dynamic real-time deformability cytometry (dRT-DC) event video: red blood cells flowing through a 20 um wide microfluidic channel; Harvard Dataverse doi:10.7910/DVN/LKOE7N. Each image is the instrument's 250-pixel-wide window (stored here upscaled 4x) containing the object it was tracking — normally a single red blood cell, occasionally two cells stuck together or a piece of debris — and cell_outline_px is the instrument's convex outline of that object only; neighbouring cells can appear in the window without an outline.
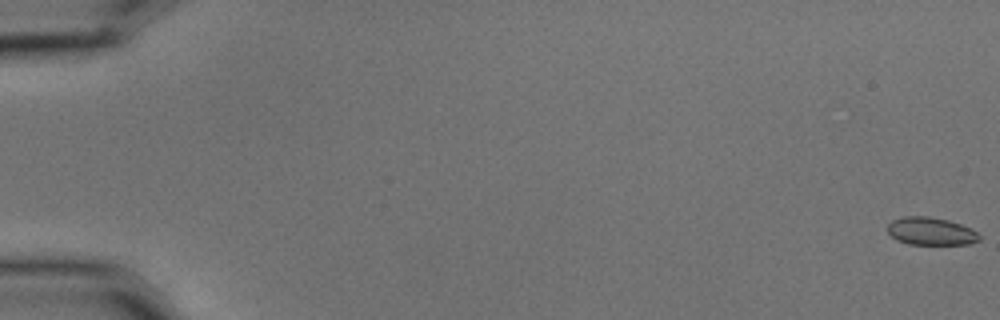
{"species": "common noctule bat (a hibernating species)", "species_latin": "Nyctalus noctula", "temperature_condition": "cold", "stored_images_in_passage": 57, "camera_frame_rate_fps": 3000, "um_per_image_px": 0.085, "animal": {"sex": "male", "body_mass_g": 15.6}, "frame": {"image": 1, "passage_image": 1, "time_ms": 0.0, "image_size_px": [1000, 320], "cell_outline_px": [[980, 240], [968, 244], [908, 244], [896, 240], [888, 232], [888, 224], [892, 220], [904, 216], [928, 216], [948, 220], [972, 228], [980, 236]], "centroid_in_image_um": [79.12, 19.65], "position_along_channel_um": 5.9, "area_um2": 14.85}}
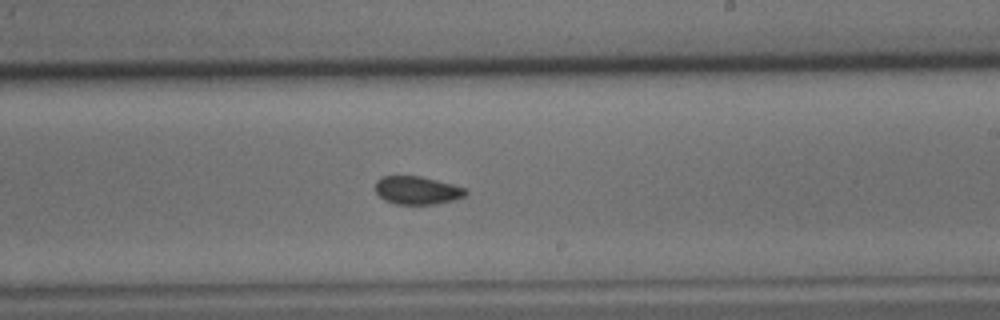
{"frame": {"image": 2, "passage_image": 35, "time_ms": 11.333, "image_size_px": [1000, 320], "cell_outline_px": [[468, 192], [464, 196], [456, 200], [436, 204], [396, 204], [384, 200], [376, 192], [376, 180], [380, 176], [420, 176], [452, 184], [464, 188]], "centroid_in_image_um": [35.45, 16.18], "position_along_channel_um": 253.5, "area_um2": 14.8}}
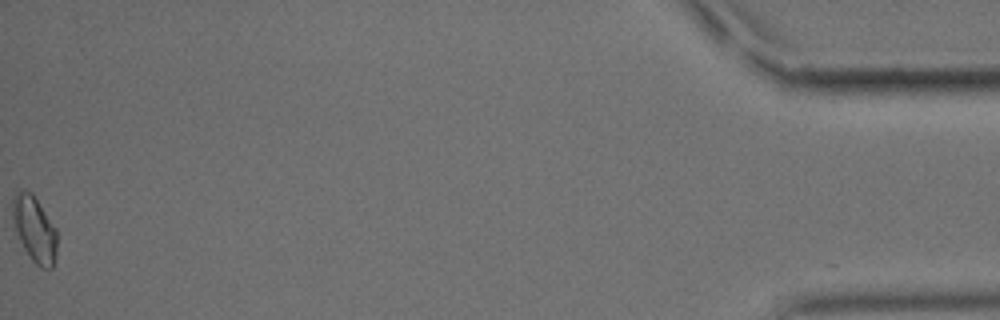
{"frame": {"image": 3, "passage_image": 57, "time_ms": 18.667, "image_size_px": [1000, 320], "cell_outline_px": [[56, 256], [52, 268], [40, 268], [32, 260], [24, 248], [20, 240], [12, 220], [12, 200], [16, 192], [20, 188], [32, 192], [56, 228]], "centroid_in_image_um": [2.92, 19.44], "position_along_channel_um": 432.3, "area_um2": 17.05}, "authors_computed_cell_mechanics": {"area_um2": 15.317, "velocity_mm_per_s": 3.6679, "shape_relaxation_time_tau1_ms": 7.2769, "shape_relaxation_time_tau2_ms": 3.4603, "deformation_change_tau1": 0.0932, "deformation_change_tau2": 0.0646}}